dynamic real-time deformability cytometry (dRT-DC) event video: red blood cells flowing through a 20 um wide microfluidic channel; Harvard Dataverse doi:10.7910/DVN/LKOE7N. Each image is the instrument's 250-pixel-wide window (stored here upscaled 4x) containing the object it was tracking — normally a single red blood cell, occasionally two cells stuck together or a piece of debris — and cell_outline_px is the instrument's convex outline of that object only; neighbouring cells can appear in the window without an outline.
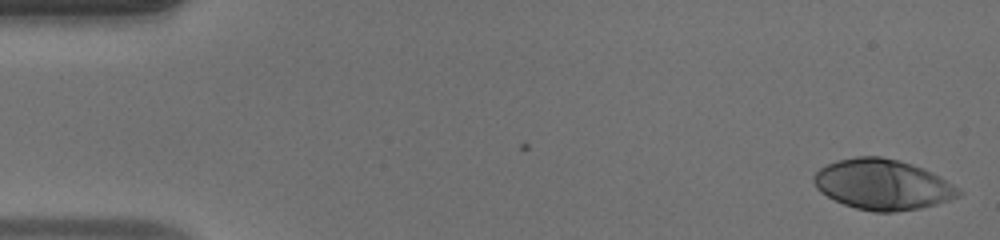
{"species": "human", "species_latin": "Homo sapiens", "temperature_condition": "warm", "stored_images_in_passage": 49, "camera_frame_rate_fps": 3000, "um_per_image_px": 0.085, "donor": {"sex": "male"}, "frame": {"image": 1, "passage_image": 1, "time_ms": 0.0, "image_size_px": [1000, 240], "cell_outline_px": [[964, 192], [960, 196], [936, 204], [920, 208], [892, 212], [872, 212], [856, 208], [844, 204], [820, 192], [816, 188], [812, 180], [812, 176], [820, 168], [836, 160], [856, 156], [880, 156], [900, 160], [924, 168], [940, 176], [960, 188]], "centroid_in_image_um": [75.03, 15.67], "position_along_channel_um": 10.0, "area_um2": 42.77}}
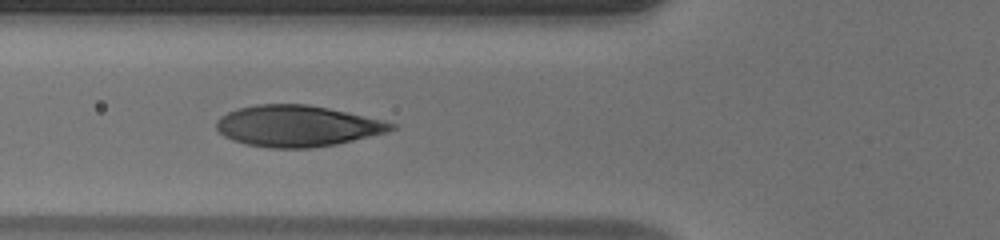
{"frame": {"image": 2, "passage_image": 18, "time_ms": 5.667, "image_size_px": [1000, 240], "cell_outline_px": [[396, 128], [388, 132], [336, 144], [312, 148], [268, 148], [248, 144], [232, 140], [224, 136], [216, 128], [216, 120], [220, 116], [228, 112], [240, 108], [256, 104], [308, 104], [348, 112], [384, 120], [396, 124]], "centroid_in_image_um": [25.27, 10.71], "position_along_channel_um": 100.5, "area_um2": 42.02}}
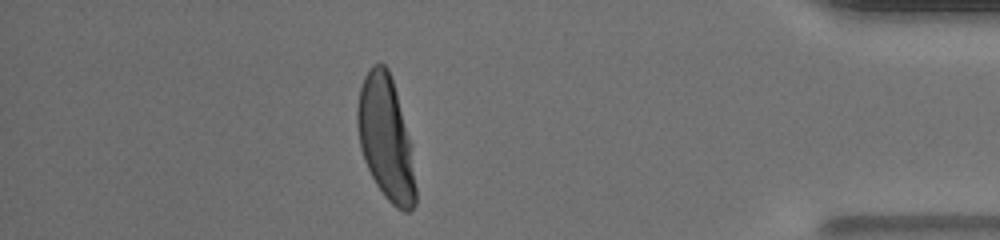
{"frame": {"image": 3, "passage_image": 43, "time_ms": 14.0, "image_size_px": [1000, 240], "cell_outline_px": [[416, 204], [408, 212], [404, 212], [396, 208], [384, 196], [376, 184], [364, 160], [360, 148], [356, 124], [356, 108], [360, 88], [364, 76], [372, 64], [384, 64], [388, 68], [392, 76], [412, 144], [416, 188]], "centroid_in_image_um": [32.81, 11.75], "position_along_channel_um": 402.4, "area_um2": 42.6}, "authors_computed_cell_mechanics": {"area_um2": 41.7894, "velocity_mm_per_s": 4.1203, "shape_relaxation_time_tau1_ms": 3.635, "shape_relaxation_time_tau2_ms": null, "deformation_change_tau1": 0.2405, "deformation_change_tau2": null}}